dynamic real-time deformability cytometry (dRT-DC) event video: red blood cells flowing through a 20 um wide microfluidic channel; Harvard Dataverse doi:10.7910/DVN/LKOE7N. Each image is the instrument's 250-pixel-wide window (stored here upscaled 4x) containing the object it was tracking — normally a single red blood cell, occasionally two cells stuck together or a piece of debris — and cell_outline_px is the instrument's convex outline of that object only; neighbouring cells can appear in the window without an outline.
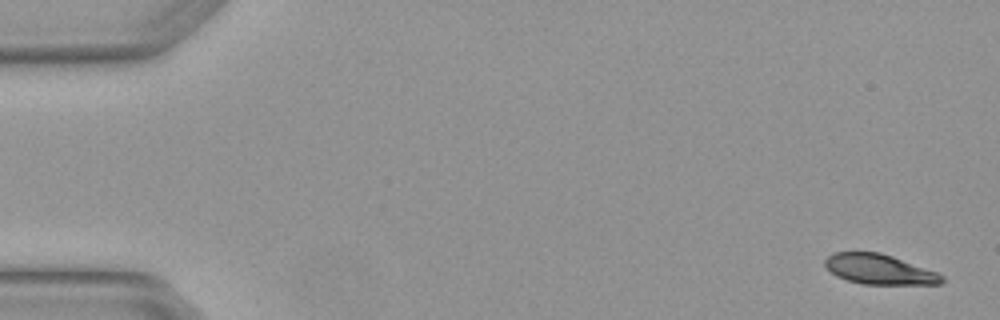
{"species": "Egyptian fruit bat (a non-hibernating species)", "species_latin": "Rousettus aegyptiacus", "temperature_condition": "warm", "stored_images_in_passage": 6, "camera_frame_rate_fps": 3000, "um_per_image_px": 0.085, "animal": {"sex": "female"}, "frame": {"image": 1, "passage_image": 1, "time_ms": 0.0, "image_size_px": [1000, 320], "cell_outline_px": [[944, 280], [940, 284], [864, 284], [848, 280], [836, 276], [824, 264], [824, 260], [828, 256], [836, 252], [880, 252], [892, 256], [936, 272], [944, 276]], "centroid_in_image_um": [74.73, 22.89], "position_along_channel_um": 10.3, "area_um2": 20.17}}
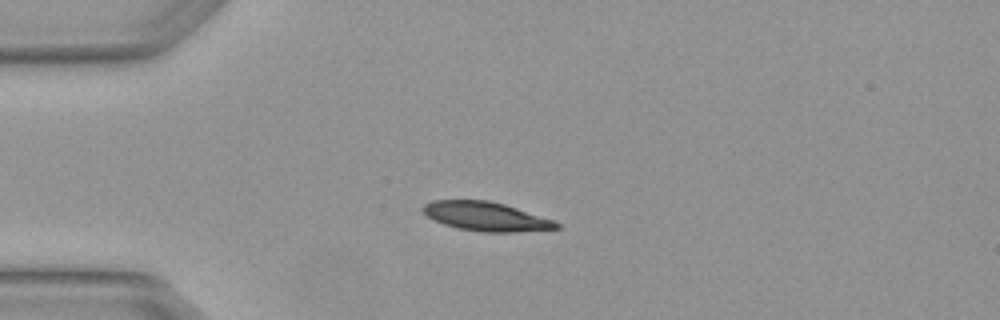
{"frame": {"image": 2, "passage_image": 4, "time_ms": 1.0, "image_size_px": [1000, 320], "cell_outline_px": [[560, 228], [512, 232], [484, 232], [456, 228], [444, 224], [428, 216], [420, 208], [424, 204], [432, 200], [488, 200], [504, 204], [552, 220], [560, 224]], "centroid_in_image_um": [41.26, 18.39], "position_along_channel_um": 43.7, "area_um2": 22.25}}
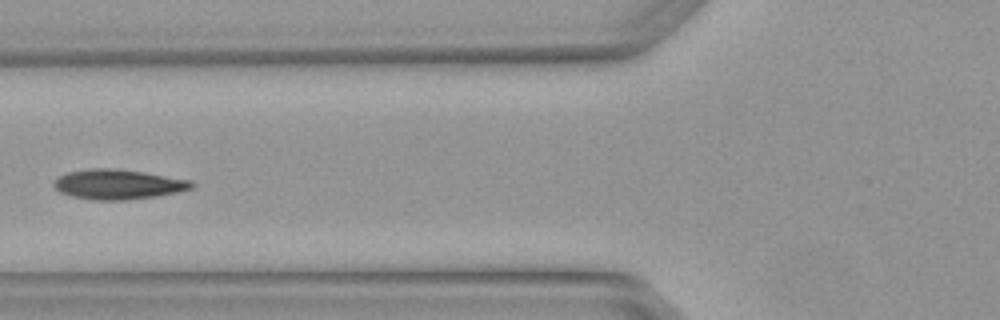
{"frame": {"image": 3, "passage_image": 6, "time_ms": 1.667, "image_size_px": [1000, 320], "cell_outline_px": [[196, 184], [192, 188], [176, 192], [156, 196], [128, 200], [92, 200], [72, 196], [60, 192], [52, 184], [60, 176], [68, 172], [92, 168], [112, 168], [144, 172], [192, 180]], "centroid_in_image_um": [10.06, 15.67], "position_along_channel_um": 115.7, "area_um2": 23.93}}